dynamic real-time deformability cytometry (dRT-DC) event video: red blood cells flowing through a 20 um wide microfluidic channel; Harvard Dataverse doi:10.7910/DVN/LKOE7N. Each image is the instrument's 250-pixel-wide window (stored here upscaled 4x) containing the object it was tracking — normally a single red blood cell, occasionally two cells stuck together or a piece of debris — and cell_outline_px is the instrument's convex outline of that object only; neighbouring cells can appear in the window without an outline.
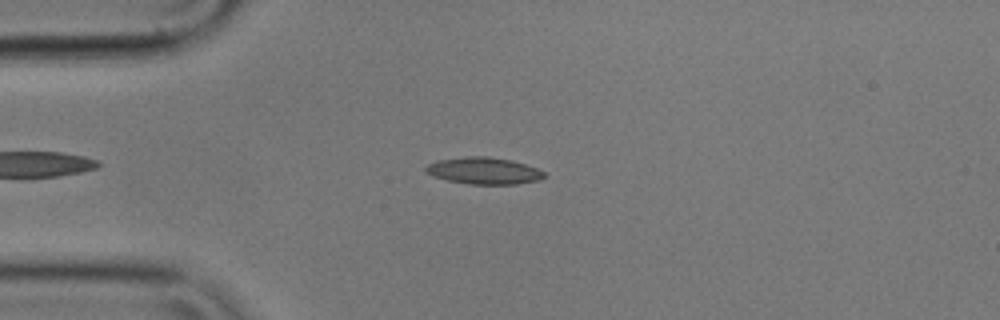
{"species": "common noctule bat (a hibernating species)", "species_latin": "Nyctalus noctula", "temperature_condition": "cold", "stored_images_in_passage": 53, "camera_frame_rate_fps": 3000, "um_per_image_px": 0.085, "animal": {"sex": "male", "body_mass_g": 17.9}, "frame": {"image": 1, "passage_image": 11, "time_ms": 3.333, "image_size_px": [1000, 320], "cell_outline_px": [[544, 176], [540, 180], [516, 184], [468, 184], [448, 180], [432, 176], [424, 172], [424, 168], [428, 164], [436, 160], [464, 156], [488, 156], [512, 160], [536, 168], [544, 172]], "centroid_in_image_um": [41.07, 14.51], "position_along_channel_um": 43.9, "area_um2": 18.61}}
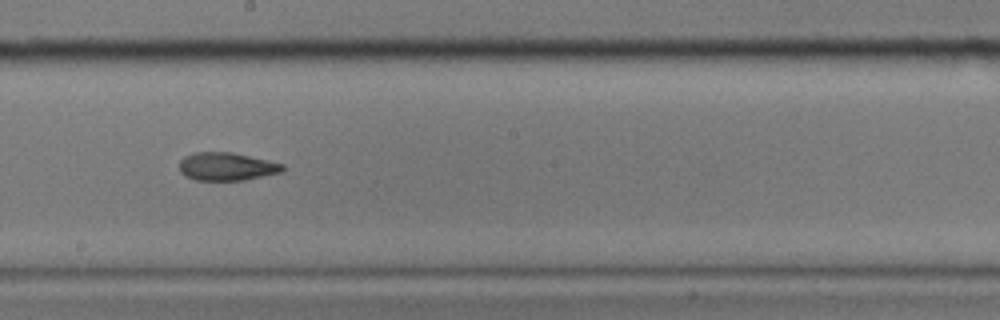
{"frame": {"image": 2, "passage_image": 28, "time_ms": 9.0, "image_size_px": [1000, 320], "cell_outline_px": [[284, 168], [280, 172], [244, 180], [196, 180], [184, 176], [180, 172], [180, 160], [184, 156], [192, 152], [232, 152], [268, 160], [284, 164]], "centroid_in_image_um": [19.23, 14.15], "position_along_channel_um": 229.0, "area_um2": 16.88}}
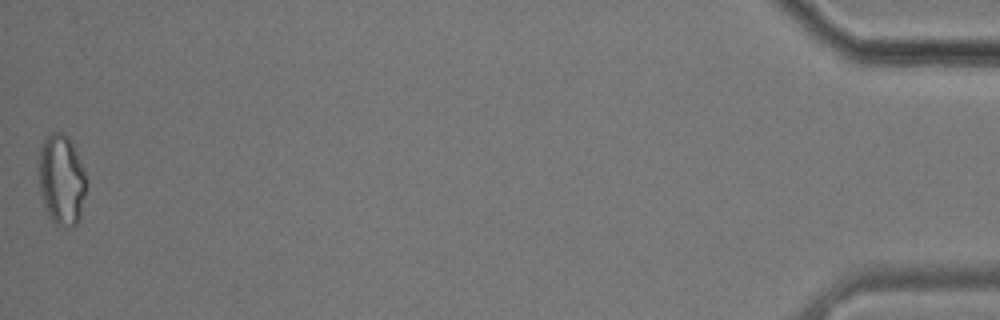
{"frame": {"image": 3, "passage_image": 53, "time_ms": 17.333, "image_size_px": [1000, 320], "cell_outline_px": [[84, 192], [80, 220], [72, 228], [60, 228], [48, 216], [40, 192], [36, 160], [40, 148], [44, 140], [52, 132], [60, 132], [68, 136], [76, 152], [84, 172]], "centroid_in_image_um": [5.17, 15.31], "position_along_channel_um": 430.0, "area_um2": 25.26}, "authors_computed_cell_mechanics": {"area_um2": 17.3978, "velocity_mm_per_s": 3.564, "shape_relaxation_time_tau1_ms": null, "shape_relaxation_time_tau2_ms": 3.2174, "deformation_change_tau1": null, "deformation_change_tau2": 0.1098}}